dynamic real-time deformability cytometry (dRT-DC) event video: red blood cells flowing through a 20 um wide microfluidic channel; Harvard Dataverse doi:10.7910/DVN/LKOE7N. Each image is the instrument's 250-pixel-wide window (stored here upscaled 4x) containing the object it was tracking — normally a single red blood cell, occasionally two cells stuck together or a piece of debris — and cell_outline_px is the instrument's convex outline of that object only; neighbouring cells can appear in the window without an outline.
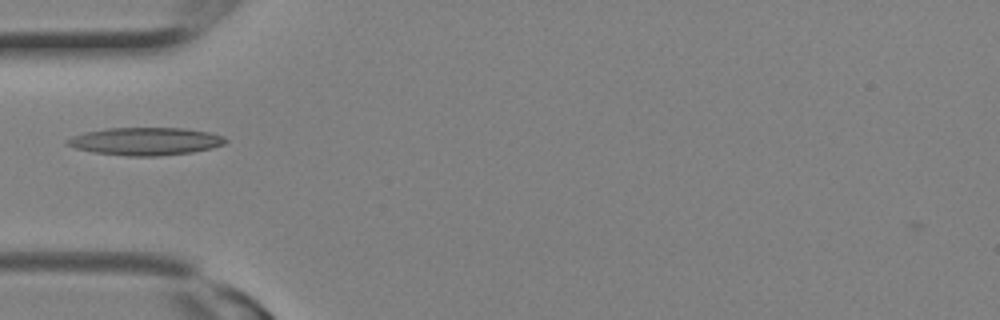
{"species": "Egyptian fruit bat (a non-hibernating species)", "species_latin": "Rousettus aegyptiacus", "temperature_condition": "room temperature", "stored_images_in_passage": 2, "camera_frame_rate_fps": 3000, "um_per_image_px": 0.085, "animal": {"sex": "female"}, "frame": {"image": 1, "passage_image": 2, "time_ms": 0.333, "image_size_px": [1000, 320], "cell_outline_px": [[228, 140], [224, 144], [212, 148], [192, 152], [160, 156], [128, 156], [92, 152], [76, 148], [64, 144], [64, 140], [72, 136], [84, 132], [108, 128], [184, 128], [208, 132], [224, 136]], "centroid_in_image_um": [12.34, 12.01], "position_along_channel_um": 72.7, "area_um2": 25.72}}